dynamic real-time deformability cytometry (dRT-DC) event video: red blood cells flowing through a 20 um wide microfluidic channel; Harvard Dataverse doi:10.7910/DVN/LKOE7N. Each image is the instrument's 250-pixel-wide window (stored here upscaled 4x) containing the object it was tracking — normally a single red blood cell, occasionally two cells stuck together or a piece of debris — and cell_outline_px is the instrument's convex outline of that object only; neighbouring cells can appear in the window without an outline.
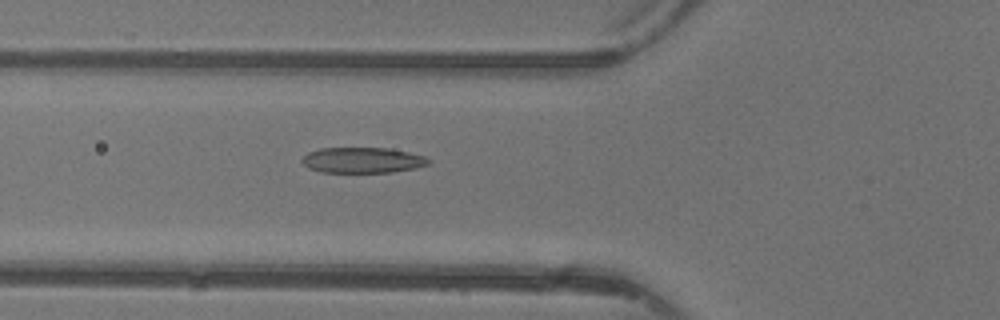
{"species": "common noctule bat (a hibernating species)", "species_latin": "Nyctalus noctula", "temperature_condition": "warm", "stored_images_in_passage": 48, "camera_frame_rate_fps": 3000, "um_per_image_px": 0.085, "animal": {"sex": "female"}, "frame": {"image": 1, "passage_image": 18, "time_ms": 5.667, "image_size_px": [1000, 320], "cell_outline_px": [[432, 160], [428, 164], [416, 168], [392, 172], [320, 172], [308, 168], [300, 160], [308, 152], [320, 148], [388, 148], [408, 152], [424, 156]], "centroid_in_image_um": [30.81, 13.61], "position_along_channel_um": 95.0, "area_um2": 18.9}}
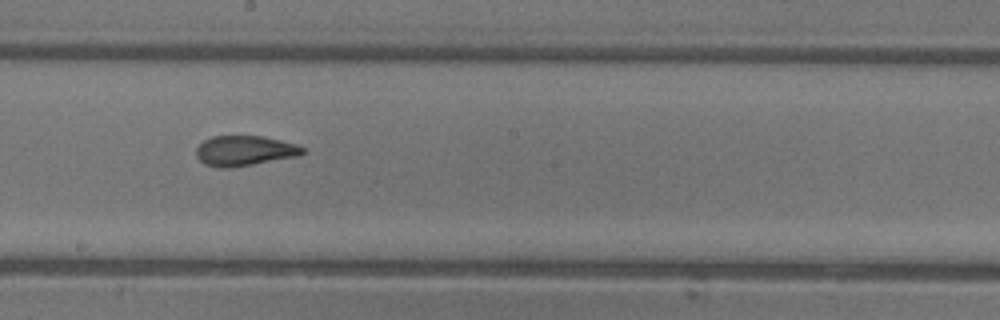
{"frame": {"image": 2, "passage_image": 27, "time_ms": 8.667, "image_size_px": [1000, 320], "cell_outline_px": [[304, 152], [300, 156], [228, 168], [220, 168], [204, 164], [196, 156], [196, 148], [204, 140], [212, 136], [260, 136], [280, 140], [296, 144], [304, 148]], "centroid_in_image_um": [20.78, 12.81], "position_along_channel_um": 227.4, "area_um2": 18.61}}
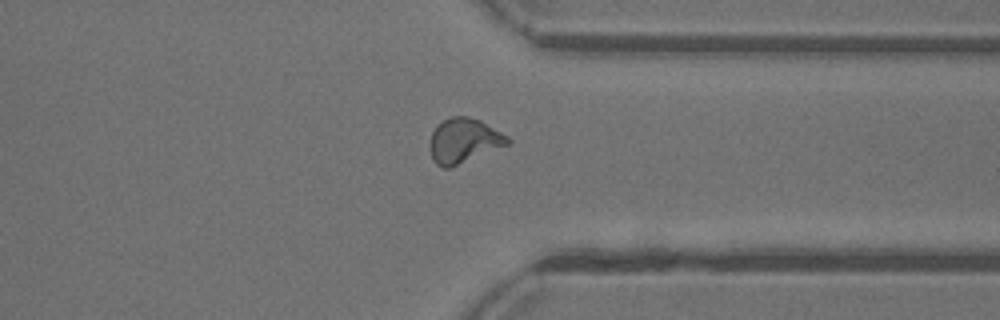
{"frame": {"image": 3, "passage_image": 37, "time_ms": 12.0, "image_size_px": [1000, 320], "cell_outline_px": [[512, 140], [508, 144], [448, 168], [444, 168], [436, 164], [432, 160], [428, 148], [428, 144], [432, 132], [436, 124], [452, 116], [468, 116], [480, 120], [508, 136]], "centroid_in_image_um": [39.37, 11.94], "position_along_channel_um": 372.0, "area_um2": 20.23}, "authors_computed_cell_mechanics": {"area_um2": 19.7387, "velocity_mm_per_s": 4.4022, "shape_relaxation_time_tau1_ms": 5.9701, "shape_relaxation_time_tau2_ms": 1.2031, "deformation_change_tau1": 0.2029, "deformation_change_tau2": 0.066}}